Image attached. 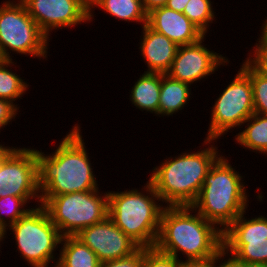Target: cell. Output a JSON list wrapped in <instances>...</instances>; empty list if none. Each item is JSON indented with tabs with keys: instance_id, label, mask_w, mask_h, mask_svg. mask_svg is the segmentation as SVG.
Here are the masks:
<instances>
[{
	"instance_id": "6da1fadb",
	"label": "cell",
	"mask_w": 267,
	"mask_h": 267,
	"mask_svg": "<svg viewBox=\"0 0 267 267\" xmlns=\"http://www.w3.org/2000/svg\"><path fill=\"white\" fill-rule=\"evenodd\" d=\"M80 126L74 124L54 152L36 149L41 205L53 196L99 189Z\"/></svg>"
},
{
	"instance_id": "7a4b0ae2",
	"label": "cell",
	"mask_w": 267,
	"mask_h": 267,
	"mask_svg": "<svg viewBox=\"0 0 267 267\" xmlns=\"http://www.w3.org/2000/svg\"><path fill=\"white\" fill-rule=\"evenodd\" d=\"M155 247L181 261L207 260L223 250L222 231L192 206H166Z\"/></svg>"
},
{
	"instance_id": "3957f363",
	"label": "cell",
	"mask_w": 267,
	"mask_h": 267,
	"mask_svg": "<svg viewBox=\"0 0 267 267\" xmlns=\"http://www.w3.org/2000/svg\"><path fill=\"white\" fill-rule=\"evenodd\" d=\"M217 141L204 138L203 149L166 157L152 168L148 181L164 205L191 206L196 201L210 168L222 156Z\"/></svg>"
},
{
	"instance_id": "277c9868",
	"label": "cell",
	"mask_w": 267,
	"mask_h": 267,
	"mask_svg": "<svg viewBox=\"0 0 267 267\" xmlns=\"http://www.w3.org/2000/svg\"><path fill=\"white\" fill-rule=\"evenodd\" d=\"M244 181L245 175L236 171V166L222 154L210 168L191 206L223 232L241 213L248 211L250 195Z\"/></svg>"
},
{
	"instance_id": "5b68a950",
	"label": "cell",
	"mask_w": 267,
	"mask_h": 267,
	"mask_svg": "<svg viewBox=\"0 0 267 267\" xmlns=\"http://www.w3.org/2000/svg\"><path fill=\"white\" fill-rule=\"evenodd\" d=\"M161 202L149 181L141 190H108V217L139 247H154L166 207Z\"/></svg>"
},
{
	"instance_id": "8992f818",
	"label": "cell",
	"mask_w": 267,
	"mask_h": 267,
	"mask_svg": "<svg viewBox=\"0 0 267 267\" xmlns=\"http://www.w3.org/2000/svg\"><path fill=\"white\" fill-rule=\"evenodd\" d=\"M7 231L12 232L10 234H13L11 239H15L16 252L20 253V258L28 266L56 267L59 253L55 251L60 248L63 236L43 205H33L22 218L5 230V237H8Z\"/></svg>"
},
{
	"instance_id": "52a82bcc",
	"label": "cell",
	"mask_w": 267,
	"mask_h": 267,
	"mask_svg": "<svg viewBox=\"0 0 267 267\" xmlns=\"http://www.w3.org/2000/svg\"><path fill=\"white\" fill-rule=\"evenodd\" d=\"M49 42L50 39L41 31L20 0L1 1L0 57L2 60H12L14 53L47 60L50 53Z\"/></svg>"
},
{
	"instance_id": "ba28073f",
	"label": "cell",
	"mask_w": 267,
	"mask_h": 267,
	"mask_svg": "<svg viewBox=\"0 0 267 267\" xmlns=\"http://www.w3.org/2000/svg\"><path fill=\"white\" fill-rule=\"evenodd\" d=\"M100 190L53 196L43 205L62 236H76L108 217V191Z\"/></svg>"
},
{
	"instance_id": "9c48e42d",
	"label": "cell",
	"mask_w": 267,
	"mask_h": 267,
	"mask_svg": "<svg viewBox=\"0 0 267 267\" xmlns=\"http://www.w3.org/2000/svg\"><path fill=\"white\" fill-rule=\"evenodd\" d=\"M215 100L210 111V123L205 139H222L229 130V133L233 134V130H239L244 121L254 113L250 77L240 68Z\"/></svg>"
},
{
	"instance_id": "30bf717a",
	"label": "cell",
	"mask_w": 267,
	"mask_h": 267,
	"mask_svg": "<svg viewBox=\"0 0 267 267\" xmlns=\"http://www.w3.org/2000/svg\"><path fill=\"white\" fill-rule=\"evenodd\" d=\"M241 213L223 232V253L237 263L267 264V217Z\"/></svg>"
},
{
	"instance_id": "8fae6325",
	"label": "cell",
	"mask_w": 267,
	"mask_h": 267,
	"mask_svg": "<svg viewBox=\"0 0 267 267\" xmlns=\"http://www.w3.org/2000/svg\"><path fill=\"white\" fill-rule=\"evenodd\" d=\"M40 197L36 148L15 147L0 164V198Z\"/></svg>"
},
{
	"instance_id": "7c38bea8",
	"label": "cell",
	"mask_w": 267,
	"mask_h": 267,
	"mask_svg": "<svg viewBox=\"0 0 267 267\" xmlns=\"http://www.w3.org/2000/svg\"><path fill=\"white\" fill-rule=\"evenodd\" d=\"M41 31L50 39L52 31L89 23V0H20Z\"/></svg>"
},
{
	"instance_id": "4fadbf2b",
	"label": "cell",
	"mask_w": 267,
	"mask_h": 267,
	"mask_svg": "<svg viewBox=\"0 0 267 267\" xmlns=\"http://www.w3.org/2000/svg\"><path fill=\"white\" fill-rule=\"evenodd\" d=\"M206 36L196 43L179 46L171 68L166 74L193 86V83L208 79L221 66H229L231 63L226 55L223 56L206 47L207 44L203 43Z\"/></svg>"
},
{
	"instance_id": "5bb4252c",
	"label": "cell",
	"mask_w": 267,
	"mask_h": 267,
	"mask_svg": "<svg viewBox=\"0 0 267 267\" xmlns=\"http://www.w3.org/2000/svg\"><path fill=\"white\" fill-rule=\"evenodd\" d=\"M76 237L97 255L101 263L127 257L139 248L109 217L82 229Z\"/></svg>"
},
{
	"instance_id": "9a60e30c",
	"label": "cell",
	"mask_w": 267,
	"mask_h": 267,
	"mask_svg": "<svg viewBox=\"0 0 267 267\" xmlns=\"http://www.w3.org/2000/svg\"><path fill=\"white\" fill-rule=\"evenodd\" d=\"M147 25L165 35L178 46L198 42L205 34L188 17L164 7L153 9L147 14Z\"/></svg>"
},
{
	"instance_id": "2e32d148",
	"label": "cell",
	"mask_w": 267,
	"mask_h": 267,
	"mask_svg": "<svg viewBox=\"0 0 267 267\" xmlns=\"http://www.w3.org/2000/svg\"><path fill=\"white\" fill-rule=\"evenodd\" d=\"M140 37L141 41L138 43L140 54L147 64V70L144 72L166 74L171 68L179 46L147 24L142 27Z\"/></svg>"
},
{
	"instance_id": "e0dca14e",
	"label": "cell",
	"mask_w": 267,
	"mask_h": 267,
	"mask_svg": "<svg viewBox=\"0 0 267 267\" xmlns=\"http://www.w3.org/2000/svg\"><path fill=\"white\" fill-rule=\"evenodd\" d=\"M191 85L171 78L161 73V90L159 95L158 116L169 117L175 115L189 103Z\"/></svg>"
},
{
	"instance_id": "ac0fdd59",
	"label": "cell",
	"mask_w": 267,
	"mask_h": 267,
	"mask_svg": "<svg viewBox=\"0 0 267 267\" xmlns=\"http://www.w3.org/2000/svg\"><path fill=\"white\" fill-rule=\"evenodd\" d=\"M129 91V100L140 111L150 112L158 117L161 73L144 72Z\"/></svg>"
},
{
	"instance_id": "d6986e66",
	"label": "cell",
	"mask_w": 267,
	"mask_h": 267,
	"mask_svg": "<svg viewBox=\"0 0 267 267\" xmlns=\"http://www.w3.org/2000/svg\"><path fill=\"white\" fill-rule=\"evenodd\" d=\"M118 19L140 24H147V13L142 6V0H89V22H93L96 8ZM95 8V9H94Z\"/></svg>"
},
{
	"instance_id": "ffe728a7",
	"label": "cell",
	"mask_w": 267,
	"mask_h": 267,
	"mask_svg": "<svg viewBox=\"0 0 267 267\" xmlns=\"http://www.w3.org/2000/svg\"><path fill=\"white\" fill-rule=\"evenodd\" d=\"M56 267H100L97 255L76 236H63Z\"/></svg>"
},
{
	"instance_id": "44dd1931",
	"label": "cell",
	"mask_w": 267,
	"mask_h": 267,
	"mask_svg": "<svg viewBox=\"0 0 267 267\" xmlns=\"http://www.w3.org/2000/svg\"><path fill=\"white\" fill-rule=\"evenodd\" d=\"M244 126V128H243ZM241 132L234 137L235 144L246 150L267 155V115L253 113L242 124Z\"/></svg>"
},
{
	"instance_id": "7402d4cb",
	"label": "cell",
	"mask_w": 267,
	"mask_h": 267,
	"mask_svg": "<svg viewBox=\"0 0 267 267\" xmlns=\"http://www.w3.org/2000/svg\"><path fill=\"white\" fill-rule=\"evenodd\" d=\"M16 64L14 59L0 61V99L11 101L19 109L16 101L22 99L31 85L14 72L12 68H16Z\"/></svg>"
},
{
	"instance_id": "603a6c76",
	"label": "cell",
	"mask_w": 267,
	"mask_h": 267,
	"mask_svg": "<svg viewBox=\"0 0 267 267\" xmlns=\"http://www.w3.org/2000/svg\"><path fill=\"white\" fill-rule=\"evenodd\" d=\"M33 199L35 200V204H41V197H15L10 195L1 197L0 225L6 230L17 220L22 218L30 209H32V206H29L28 204L32 203L31 201Z\"/></svg>"
},
{
	"instance_id": "cb8c5ba5",
	"label": "cell",
	"mask_w": 267,
	"mask_h": 267,
	"mask_svg": "<svg viewBox=\"0 0 267 267\" xmlns=\"http://www.w3.org/2000/svg\"><path fill=\"white\" fill-rule=\"evenodd\" d=\"M213 2L212 0H189L183 11V14L205 35L210 30V24L216 21L217 15L214 12Z\"/></svg>"
},
{
	"instance_id": "d4e9b609",
	"label": "cell",
	"mask_w": 267,
	"mask_h": 267,
	"mask_svg": "<svg viewBox=\"0 0 267 267\" xmlns=\"http://www.w3.org/2000/svg\"><path fill=\"white\" fill-rule=\"evenodd\" d=\"M240 68L250 77L254 113L267 115V77L259 74L246 60L242 61Z\"/></svg>"
},
{
	"instance_id": "484cf974",
	"label": "cell",
	"mask_w": 267,
	"mask_h": 267,
	"mask_svg": "<svg viewBox=\"0 0 267 267\" xmlns=\"http://www.w3.org/2000/svg\"><path fill=\"white\" fill-rule=\"evenodd\" d=\"M182 261L154 247H144L143 267H181Z\"/></svg>"
},
{
	"instance_id": "4316f807",
	"label": "cell",
	"mask_w": 267,
	"mask_h": 267,
	"mask_svg": "<svg viewBox=\"0 0 267 267\" xmlns=\"http://www.w3.org/2000/svg\"><path fill=\"white\" fill-rule=\"evenodd\" d=\"M253 49V50H252ZM246 57V61L261 75L267 77V45L256 42Z\"/></svg>"
},
{
	"instance_id": "83f0119b",
	"label": "cell",
	"mask_w": 267,
	"mask_h": 267,
	"mask_svg": "<svg viewBox=\"0 0 267 267\" xmlns=\"http://www.w3.org/2000/svg\"><path fill=\"white\" fill-rule=\"evenodd\" d=\"M144 247H139L131 255L102 262L100 267H143Z\"/></svg>"
},
{
	"instance_id": "f1b7e54d",
	"label": "cell",
	"mask_w": 267,
	"mask_h": 267,
	"mask_svg": "<svg viewBox=\"0 0 267 267\" xmlns=\"http://www.w3.org/2000/svg\"><path fill=\"white\" fill-rule=\"evenodd\" d=\"M20 113V110L8 100L0 99V133L1 129L15 121V118Z\"/></svg>"
},
{
	"instance_id": "f546056e",
	"label": "cell",
	"mask_w": 267,
	"mask_h": 267,
	"mask_svg": "<svg viewBox=\"0 0 267 267\" xmlns=\"http://www.w3.org/2000/svg\"><path fill=\"white\" fill-rule=\"evenodd\" d=\"M223 253V250L215 257L207 260L182 261L181 267H216V259Z\"/></svg>"
},
{
	"instance_id": "4dcf8cb0",
	"label": "cell",
	"mask_w": 267,
	"mask_h": 267,
	"mask_svg": "<svg viewBox=\"0 0 267 267\" xmlns=\"http://www.w3.org/2000/svg\"><path fill=\"white\" fill-rule=\"evenodd\" d=\"M168 0H142L144 11L148 14L155 8L166 6Z\"/></svg>"
},
{
	"instance_id": "1f68e13d",
	"label": "cell",
	"mask_w": 267,
	"mask_h": 267,
	"mask_svg": "<svg viewBox=\"0 0 267 267\" xmlns=\"http://www.w3.org/2000/svg\"><path fill=\"white\" fill-rule=\"evenodd\" d=\"M216 267H241L237 262H235L231 257H228L222 253L216 259Z\"/></svg>"
},
{
	"instance_id": "d6a6232c",
	"label": "cell",
	"mask_w": 267,
	"mask_h": 267,
	"mask_svg": "<svg viewBox=\"0 0 267 267\" xmlns=\"http://www.w3.org/2000/svg\"><path fill=\"white\" fill-rule=\"evenodd\" d=\"M188 2L189 0H168L166 7L179 13H183Z\"/></svg>"
},
{
	"instance_id": "836d02e7",
	"label": "cell",
	"mask_w": 267,
	"mask_h": 267,
	"mask_svg": "<svg viewBox=\"0 0 267 267\" xmlns=\"http://www.w3.org/2000/svg\"><path fill=\"white\" fill-rule=\"evenodd\" d=\"M265 18H264L265 21L262 23L260 28L261 31L259 30L261 34H259L260 37L257 38V41L267 45V17Z\"/></svg>"
},
{
	"instance_id": "e575fe53",
	"label": "cell",
	"mask_w": 267,
	"mask_h": 267,
	"mask_svg": "<svg viewBox=\"0 0 267 267\" xmlns=\"http://www.w3.org/2000/svg\"><path fill=\"white\" fill-rule=\"evenodd\" d=\"M15 147L13 146H5V144H2L0 142V164L2 161L5 159V157L14 149Z\"/></svg>"
},
{
	"instance_id": "d590c367",
	"label": "cell",
	"mask_w": 267,
	"mask_h": 267,
	"mask_svg": "<svg viewBox=\"0 0 267 267\" xmlns=\"http://www.w3.org/2000/svg\"><path fill=\"white\" fill-rule=\"evenodd\" d=\"M5 238H6L5 237V229L0 225V248H1V246H3L1 244L5 243V242H3V241H5L4 240ZM0 252H1V250H0Z\"/></svg>"
},
{
	"instance_id": "8d00e7d4",
	"label": "cell",
	"mask_w": 267,
	"mask_h": 267,
	"mask_svg": "<svg viewBox=\"0 0 267 267\" xmlns=\"http://www.w3.org/2000/svg\"><path fill=\"white\" fill-rule=\"evenodd\" d=\"M241 267H267V264H245L238 263Z\"/></svg>"
}]
</instances>
